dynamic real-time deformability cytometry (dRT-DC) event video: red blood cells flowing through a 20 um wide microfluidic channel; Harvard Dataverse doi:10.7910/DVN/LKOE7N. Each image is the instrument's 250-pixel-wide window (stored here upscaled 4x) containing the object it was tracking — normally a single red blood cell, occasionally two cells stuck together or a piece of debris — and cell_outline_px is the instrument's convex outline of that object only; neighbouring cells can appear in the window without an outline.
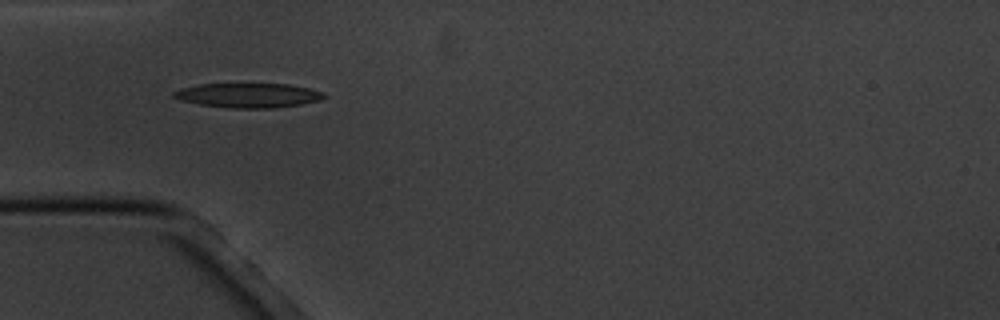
{"species": "common noctule bat (a hibernating species)", "species_latin": "Nyctalus noctula", "temperature_condition": "cold", "stored_images_in_passage": 7, "camera_frame_rate_fps": 3000, "um_per_image_px": 0.085, "animal": {"sex": "male", "body_mass_g": 20.1, "forearm_length_mm": 53.5}, "frame": {"image": 1, "passage_image": 4, "time_ms": 4.333, "image_size_px": [1000, 320], "cell_outline_px": [[328, 96], [320, 100], [300, 104], [272, 108], [232, 108], [200, 104], [180, 100], [172, 96], [172, 92], [180, 88], [200, 84], [288, 84], [308, 88], [324, 92]], "centroid_in_image_um": [21.1, 8.1], "position_along_channel_um": 63.9, "area_um2": 21.39}}
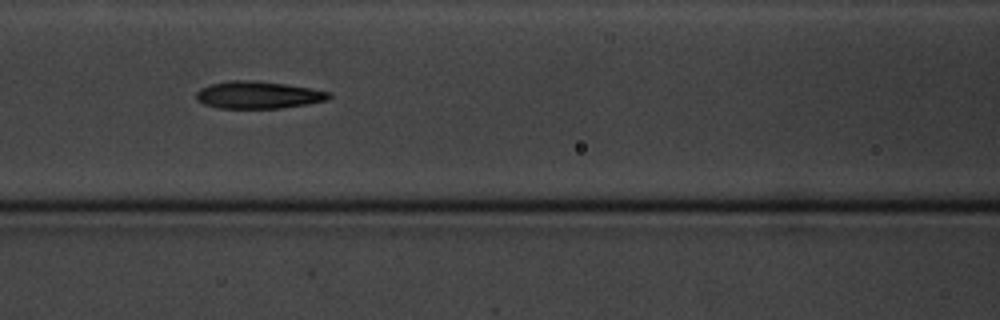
{"frame": {"image": 2, "passage_image": 6, "time_ms": 6.667, "image_size_px": [1000, 320], "cell_outline_px": [[332, 96], [328, 100], [308, 104], [280, 108], [220, 108], [204, 104], [196, 100], [196, 92], [200, 88], [208, 84], [228, 80], [252, 80], [284, 84], [308, 88], [328, 92]], "centroid_in_image_um": [21.89, 8.07], "position_along_channel_um": 144.7, "area_um2": 21.1}}
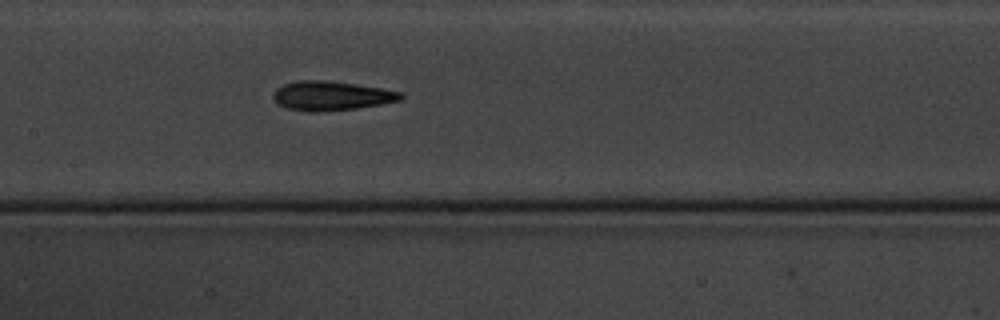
{"frame": {"image": 3, "passage_image": 7, "time_ms": 7.667, "image_size_px": [1000, 320], "cell_outline_px": [[404, 96], [400, 100], [380, 104], [356, 108], [316, 112], [308, 112], [284, 108], [276, 104], [272, 100], [272, 92], [276, 88], [284, 84], [300, 80], [324, 80], [356, 84], [380, 88], [400, 92]], "centroid_in_image_um": [28.07, 8.15], "position_along_channel_um": 179.3, "area_um2": 21.85}}